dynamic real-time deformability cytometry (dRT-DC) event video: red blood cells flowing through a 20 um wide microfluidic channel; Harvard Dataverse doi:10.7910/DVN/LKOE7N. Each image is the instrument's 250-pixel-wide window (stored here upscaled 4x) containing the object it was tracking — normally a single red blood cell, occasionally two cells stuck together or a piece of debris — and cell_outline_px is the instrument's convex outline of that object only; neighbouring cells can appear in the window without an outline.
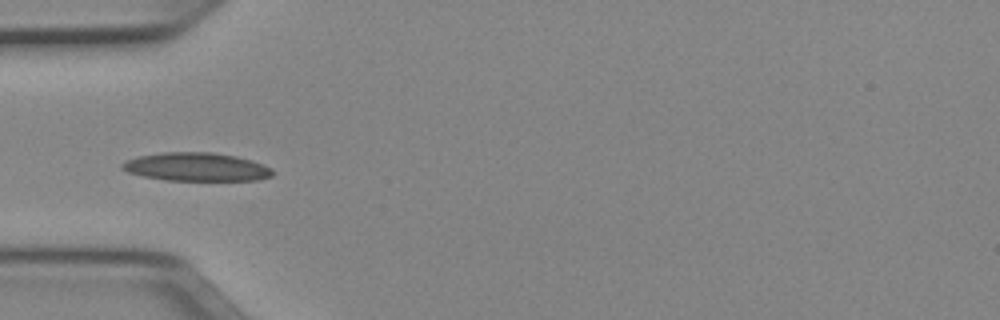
{"species": "Egyptian fruit bat (a non-hibernating species)", "species_latin": "Rousettus aegyptiacus", "temperature_condition": "cold", "stored_images_in_passage": 10, "camera_frame_rate_fps": 3000, "um_per_image_px": 0.085, "animal": {"sex": "female"}, "frame": {"image": 1, "passage_image": 4, "time_ms": 1.0, "image_size_px": [1000, 320], "cell_outline_px": [[272, 176], [256, 180], [164, 180], [144, 176], [128, 172], [120, 168], [120, 164], [136, 156], [160, 152], [212, 152], [236, 156], [252, 160], [264, 164], [272, 168]], "centroid_in_image_um": [16.68, 14.18], "position_along_channel_um": 68.3, "area_um2": 24.97}}
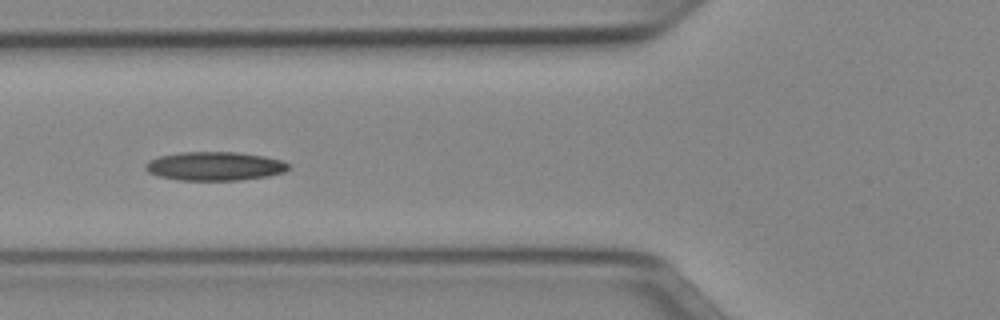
{"frame": {"image": 2, "passage_image": 7, "time_ms": 2.0, "image_size_px": [1000, 320], "cell_outline_px": [[288, 168], [284, 172], [268, 176], [240, 180], [180, 180], [160, 176], [148, 172], [144, 168], [144, 164], [148, 160], [160, 156], [180, 152], [236, 152], [264, 156], [280, 160], [288, 164]], "centroid_in_image_um": [18.22, 14.12], "position_along_channel_um": 107.6, "area_um2": 23.87}}